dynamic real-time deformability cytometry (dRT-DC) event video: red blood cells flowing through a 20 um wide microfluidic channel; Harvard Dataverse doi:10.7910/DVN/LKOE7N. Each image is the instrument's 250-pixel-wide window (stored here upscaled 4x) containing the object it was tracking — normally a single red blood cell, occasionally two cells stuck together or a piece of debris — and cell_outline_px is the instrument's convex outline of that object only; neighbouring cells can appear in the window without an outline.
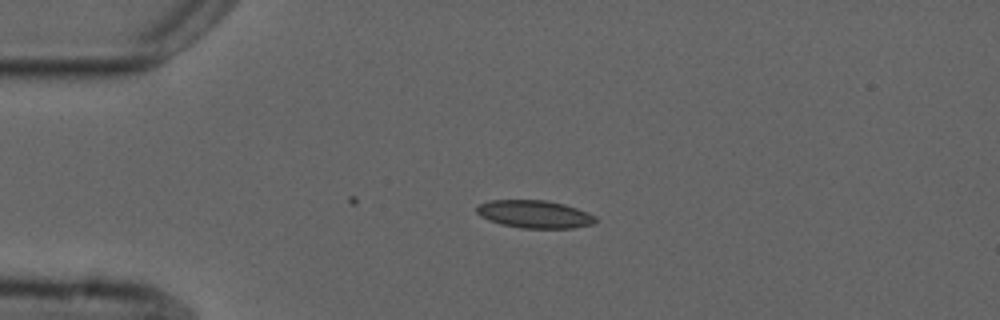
{"species": "common noctule bat (a hibernating species)", "species_latin": "Nyctalus noctula", "temperature_condition": "cold", "stored_images_in_passage": 2, "camera_frame_rate_fps": 3000, "um_per_image_px": 0.085, "animal": {"sex": "male", "forearm_length_mm": 52.5}, "frame": {"image": 1, "passage_image": 1, "time_ms": 0.0, "image_size_px": [1000, 320], "cell_outline_px": [[596, 220], [592, 224], [572, 228], [520, 228], [488, 220], [480, 216], [476, 212], [476, 208], [480, 204], [488, 200], [544, 200], [564, 204], [588, 212], [596, 216]], "centroid_in_image_um": [45.43, 18.2], "position_along_channel_um": 39.6, "area_um2": 19.13}}